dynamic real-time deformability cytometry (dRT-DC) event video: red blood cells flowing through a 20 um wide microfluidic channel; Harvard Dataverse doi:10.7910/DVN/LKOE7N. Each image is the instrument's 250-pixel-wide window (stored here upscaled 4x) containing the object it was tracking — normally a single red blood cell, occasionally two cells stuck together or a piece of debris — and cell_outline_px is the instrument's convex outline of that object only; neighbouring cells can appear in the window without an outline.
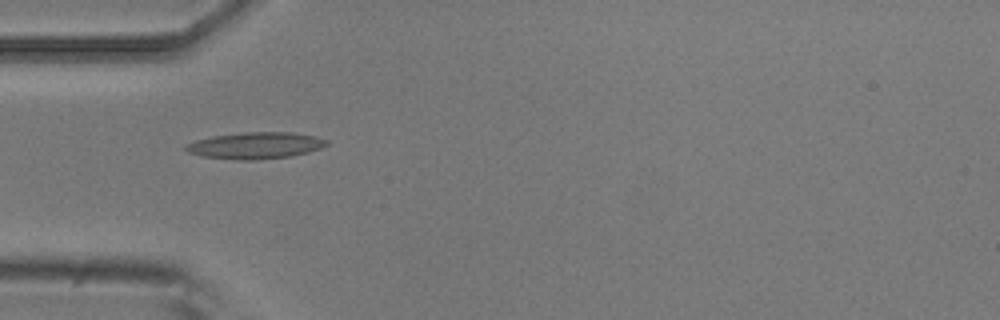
{"species": "common noctule bat (a hibernating species)", "species_latin": "Nyctalus noctula", "temperature_condition": "room temperature", "stored_images_in_passage": 9, "camera_frame_rate_fps": 3000, "um_per_image_px": 0.085, "animal": {"sex": "male", "body_mass_g": 20.5, "forearm_length_mm": 52.5}, "frame": {"image": 1, "passage_image": 4, "time_ms": 1.0, "image_size_px": [1000, 320], "cell_outline_px": [[328, 144], [320, 148], [308, 152], [292, 156], [256, 160], [240, 160], [200, 156], [188, 152], [184, 148], [184, 144], [196, 140], [212, 136], [244, 132], [292, 132], [316, 136], [328, 140]], "centroid_in_image_um": [21.7, 12.36], "position_along_channel_um": 63.3, "area_um2": 21.96}}
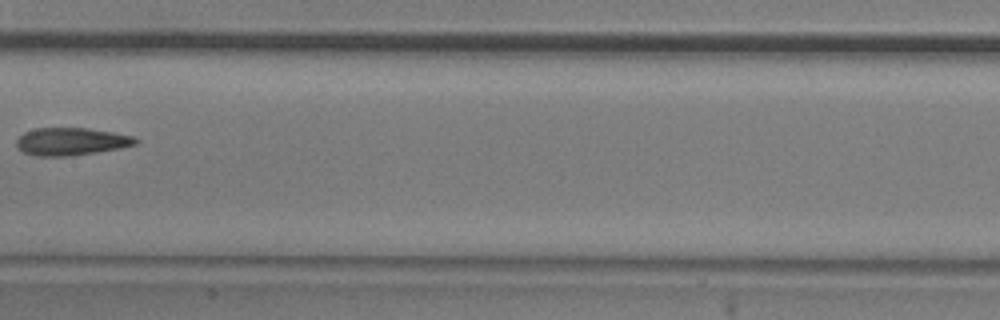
{"frame": {"image": 2, "passage_image": 7, "time_ms": 2.0, "image_size_px": [1000, 320], "cell_outline_px": [[140, 140], [136, 144], [120, 148], [96, 152], [68, 156], [32, 156], [16, 148], [16, 140], [24, 132], [36, 128], [88, 128], [136, 136]], "centroid_in_image_um": [6.05, 12.03], "position_along_channel_um": 201.4, "area_um2": 19.31}}
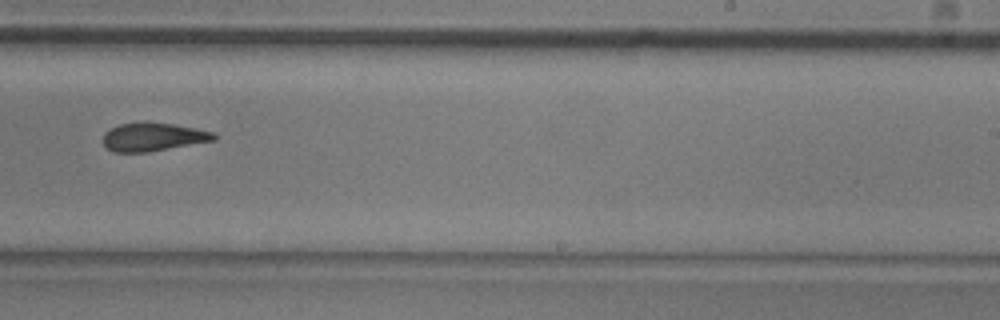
{"frame": {"image": 3, "passage_image": 9, "time_ms": 2.667, "image_size_px": [1000, 320], "cell_outline_px": [[216, 140], [148, 152], [112, 152], [104, 144], [104, 132], [120, 124], [172, 124], [196, 128], [212, 132], [216, 136]], "centroid_in_image_um": [13.03, 11.67], "position_along_channel_um": 276.0, "area_um2": 17.69}}